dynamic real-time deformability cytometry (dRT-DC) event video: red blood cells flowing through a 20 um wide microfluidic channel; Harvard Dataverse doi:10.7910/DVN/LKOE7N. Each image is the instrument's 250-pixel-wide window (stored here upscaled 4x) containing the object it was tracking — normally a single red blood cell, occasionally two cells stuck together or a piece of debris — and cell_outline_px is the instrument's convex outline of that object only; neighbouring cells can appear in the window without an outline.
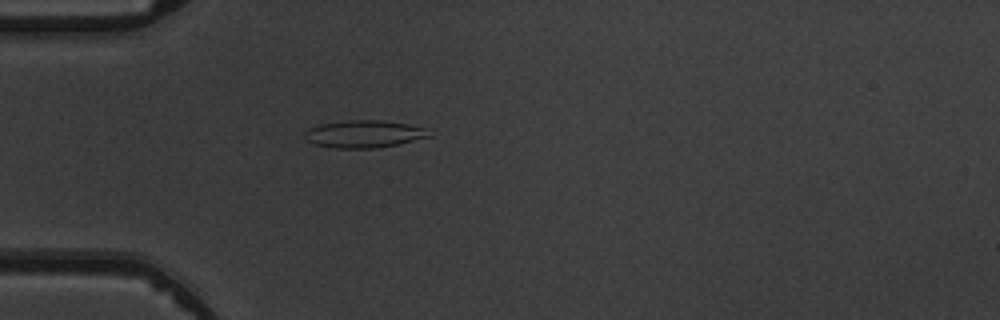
{"species": "common noctule bat (a hibernating species)", "species_latin": "Nyctalus noctula", "temperature_condition": "warm", "stored_images_in_passage": 4, "camera_frame_rate_fps": 3000, "um_per_image_px": 0.085, "animal": {"sex": "male", "body_mass_g": 19.5, "forearm_length_mm": 54.6}, "frame": {"image": 1, "passage_image": 4, "time_ms": 3.667, "image_size_px": [1000, 320], "cell_outline_px": [[432, 136], [396, 144], [376, 148], [336, 148], [316, 144], [308, 140], [304, 136], [304, 132], [308, 128], [320, 124], [348, 120], [380, 120], [408, 124], [424, 128]], "centroid_in_image_um": [30.92, 11.38], "position_along_channel_um": 54.1, "area_um2": 19.59}}